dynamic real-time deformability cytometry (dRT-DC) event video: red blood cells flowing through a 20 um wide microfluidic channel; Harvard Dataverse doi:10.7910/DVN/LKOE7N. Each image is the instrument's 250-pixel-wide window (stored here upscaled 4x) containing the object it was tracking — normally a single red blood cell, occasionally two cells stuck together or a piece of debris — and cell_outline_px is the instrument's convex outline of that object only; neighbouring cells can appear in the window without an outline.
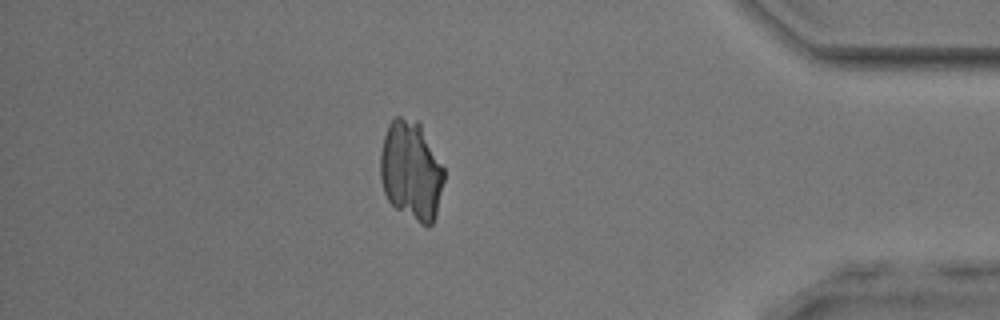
{"species": "common noctule bat (a hibernating species)", "species_latin": "Nyctalus noctula", "temperature_condition": "room temperature", "stored_images_in_passage": 53, "camera_frame_rate_fps": 3000, "um_per_image_px": 0.085, "animal": {"sex": "male", "body_mass_g": 17.9, "forearm_length_mm": 54.2}, "frame": {"image": 1, "passage_image": 46, "time_ms": 15.0, "image_size_px": [1000, 320], "cell_outline_px": [[444, 180], [436, 216], [432, 224], [428, 228], [420, 224], [396, 208], [388, 200], [384, 192], [380, 180], [380, 152], [384, 136], [388, 124], [396, 116], [400, 116], [416, 120], [420, 124], [444, 168]], "centroid_in_image_um": [34.94, 14.52], "position_along_channel_um": 400.3, "area_um2": 36.99}}
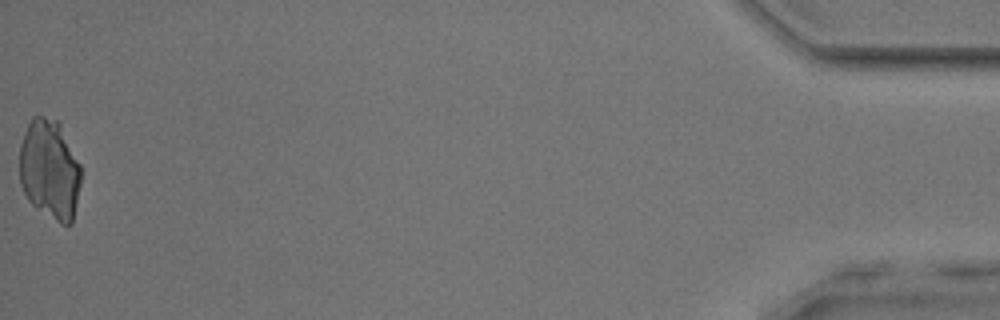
{"frame": {"image": 2, "passage_image": 53, "time_ms": 17.333, "image_size_px": [1000, 320], "cell_outline_px": [[80, 184], [72, 224], [60, 224], [32, 204], [28, 200], [20, 184], [20, 144], [24, 132], [32, 116], [44, 116], [56, 120], [60, 124], [80, 164]], "centroid_in_image_um": [4.21, 14.4], "position_along_channel_um": 431.0, "area_um2": 35.66}}